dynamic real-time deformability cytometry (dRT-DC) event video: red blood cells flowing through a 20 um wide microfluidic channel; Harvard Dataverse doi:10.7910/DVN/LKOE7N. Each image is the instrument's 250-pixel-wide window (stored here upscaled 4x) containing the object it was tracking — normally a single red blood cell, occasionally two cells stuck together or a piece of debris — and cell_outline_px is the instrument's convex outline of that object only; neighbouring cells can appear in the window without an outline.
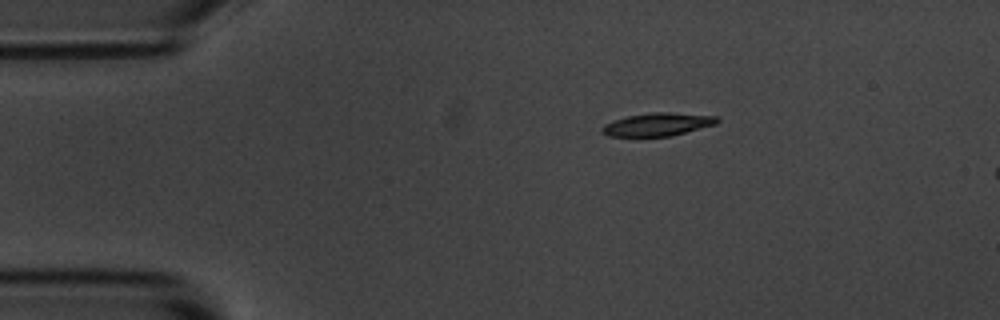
{"species": "common noctule bat (a hibernating species)", "species_latin": "Nyctalus noctula", "temperature_condition": "room temperature", "stored_images_in_passage": 3, "camera_frame_rate_fps": 3000, "um_per_image_px": 0.085, "animal": {"sex": "male", "body_mass_g": 20.1, "forearm_length_mm": 53.5}, "frame": {"image": 1, "passage_image": 1, "time_ms": 0.0, "image_size_px": [1000, 320], "cell_outline_px": [[720, 120], [716, 124], [672, 136], [608, 136], [600, 132], [600, 128], [604, 124], [628, 116], [652, 112], [668, 112], [716, 116]], "centroid_in_image_um": [55.89, 10.58], "position_along_channel_um": 29.1, "area_um2": 15.37}}